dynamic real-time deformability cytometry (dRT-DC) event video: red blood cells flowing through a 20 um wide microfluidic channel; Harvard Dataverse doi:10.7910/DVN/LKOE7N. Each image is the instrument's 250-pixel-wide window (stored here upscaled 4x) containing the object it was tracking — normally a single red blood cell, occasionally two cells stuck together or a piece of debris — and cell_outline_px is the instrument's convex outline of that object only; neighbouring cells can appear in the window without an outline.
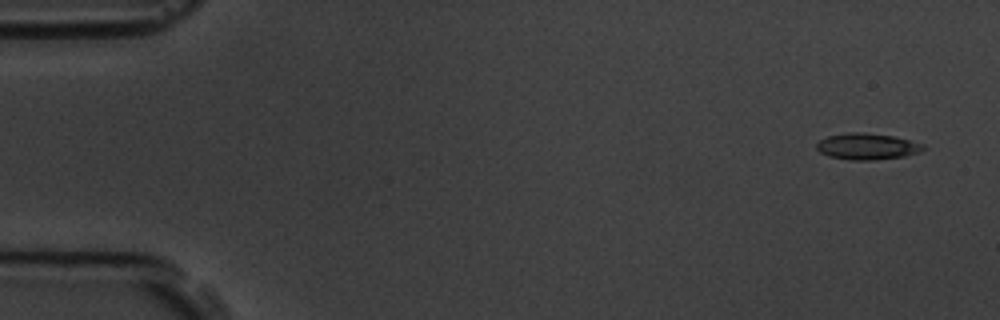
{"species": "common noctule bat (a hibernating species)", "species_latin": "Nyctalus noctula", "temperature_condition": "room temperature", "stored_images_in_passage": 6, "segment_of_instrument_passage": [2, 2], "camera_frame_rate_fps": 3000, "um_per_image_px": 0.085, "animal": {"sex": "male", "body_mass_g": 19.5, "forearm_length_mm": 54.6}, "frame": {"image": 1, "passage_image": 6, "time_ms": 6.667, "image_size_px": [1000, 320], "cell_outline_px": [[928, 148], [920, 152], [904, 156], [876, 160], [852, 160], [828, 156], [820, 152], [816, 148], [816, 144], [820, 140], [828, 136], [848, 132], [864, 132], [892, 136], [924, 144]], "centroid_in_image_um": [73.72, 12.45], "position_along_channel_um": 11.3, "area_um2": 16.42}}